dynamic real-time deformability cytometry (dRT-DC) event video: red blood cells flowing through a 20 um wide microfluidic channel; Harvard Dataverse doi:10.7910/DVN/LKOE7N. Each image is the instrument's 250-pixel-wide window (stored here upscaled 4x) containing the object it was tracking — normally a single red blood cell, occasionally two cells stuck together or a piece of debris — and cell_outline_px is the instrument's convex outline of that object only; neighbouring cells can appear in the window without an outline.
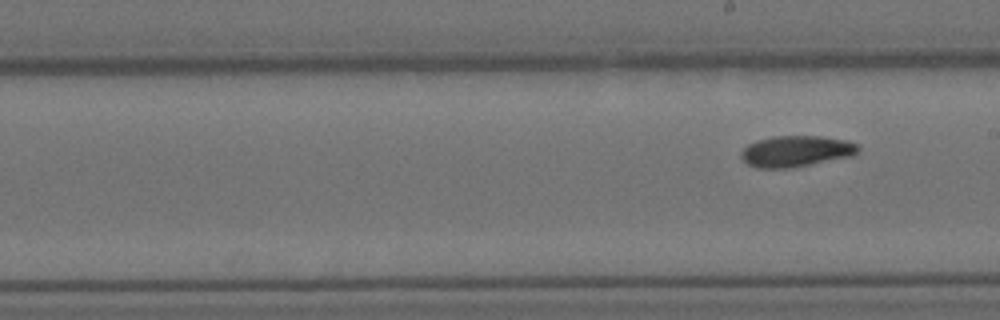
{"species": "Egyptian fruit bat (a non-hibernating species)", "species_latin": "Rousettus aegyptiacus", "temperature_condition": "cold", "stored_images_in_passage": 9, "segment_of_instrument_passage": [2, 2], "camera_frame_rate_fps": 3000, "um_per_image_px": 0.085, "animal": {"sex": "female"}, "frame": {"image": 1, "passage_image": 9, "time_ms": 10.333, "image_size_px": [1000, 320], "cell_outline_px": [[860, 148], [852, 156], [788, 168], [756, 168], [748, 164], [740, 156], [740, 152], [748, 144], [756, 140], [772, 136], [824, 136], [848, 140], [856, 144]], "centroid_in_image_um": [67.64, 12.84], "position_along_channel_um": 221.4, "area_um2": 21.21}}